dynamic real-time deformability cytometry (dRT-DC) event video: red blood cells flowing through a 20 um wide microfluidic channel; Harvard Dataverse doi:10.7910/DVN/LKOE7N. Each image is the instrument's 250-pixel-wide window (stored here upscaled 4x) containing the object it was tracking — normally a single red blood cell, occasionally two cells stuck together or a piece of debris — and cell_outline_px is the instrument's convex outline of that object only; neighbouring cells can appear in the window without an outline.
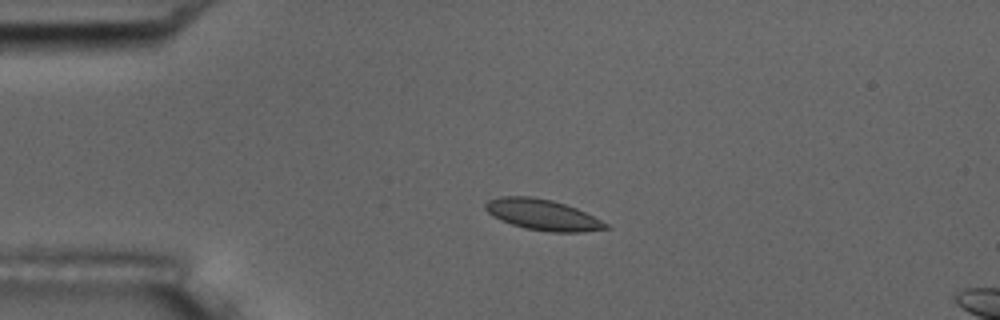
{"species": "common noctule bat (a hibernating species)", "species_latin": "Nyctalus noctula", "temperature_condition": "room temperature", "stored_images_in_passage": 3, "camera_frame_rate_fps": 3000, "um_per_image_px": 0.085, "animal": {"sex": "male", "body_mass_g": 17.5, "forearm_length_mm": 52.3}, "frame": {"image": 1, "passage_image": 1, "time_ms": 0.0, "image_size_px": [1000, 320], "cell_outline_px": [[612, 228], [584, 232], [548, 232], [524, 228], [500, 220], [492, 216], [484, 208], [484, 204], [488, 200], [500, 196], [532, 196], [552, 200], [576, 208], [608, 224]], "centroid_in_image_um": [46.1, 18.26], "position_along_channel_um": 38.9, "area_um2": 21.68}}